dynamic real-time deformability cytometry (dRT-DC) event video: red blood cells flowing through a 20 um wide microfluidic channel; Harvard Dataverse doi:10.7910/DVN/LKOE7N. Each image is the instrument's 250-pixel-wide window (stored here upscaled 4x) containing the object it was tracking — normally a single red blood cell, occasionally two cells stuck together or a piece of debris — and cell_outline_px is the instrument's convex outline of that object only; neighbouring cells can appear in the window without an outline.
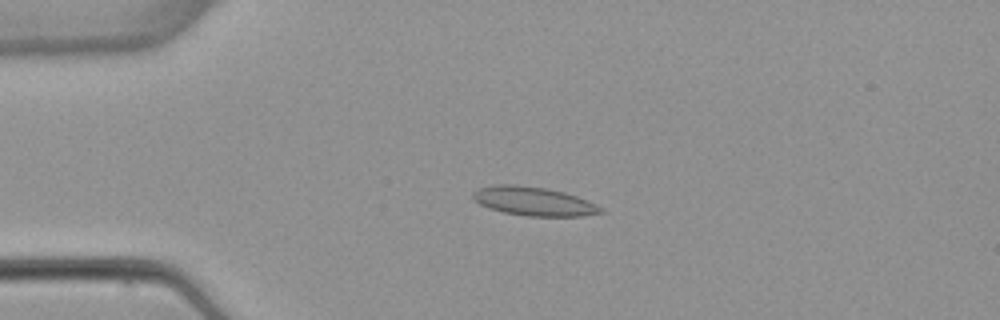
{"species": "common noctule bat (a hibernating species)", "species_latin": "Nyctalus noctula", "temperature_condition": "warm", "stored_images_in_passage": 5, "camera_frame_rate_fps": 3000, "um_per_image_px": 0.085, "animal": {"sex": "female", "body_mass_g": 22.7, "forearm_length_mm": 54.2}, "frame": {"image": 1, "passage_image": 3, "time_ms": 3.0, "image_size_px": [1000, 320], "cell_outline_px": [[604, 212], [580, 216], [528, 216], [504, 212], [488, 208], [472, 200], [472, 192], [476, 188], [496, 184], [512, 184], [544, 188], [564, 192], [576, 196], [596, 204], [604, 208]], "centroid_in_image_um": [45.31, 17.1], "position_along_channel_um": 39.7, "area_um2": 21.5}}
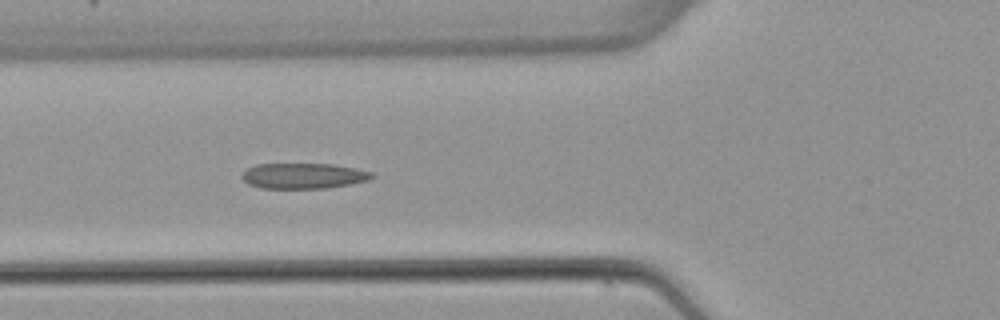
{"frame": {"image": 2, "passage_image": 5, "time_ms": 5.333, "image_size_px": [1000, 320], "cell_outline_px": [[376, 176], [368, 180], [328, 188], [260, 188], [248, 184], [240, 176], [248, 168], [256, 164], [332, 164], [356, 168], [372, 172]], "centroid_in_image_um": [25.8, 14.94], "position_along_channel_um": 100.0, "area_um2": 19.31}}